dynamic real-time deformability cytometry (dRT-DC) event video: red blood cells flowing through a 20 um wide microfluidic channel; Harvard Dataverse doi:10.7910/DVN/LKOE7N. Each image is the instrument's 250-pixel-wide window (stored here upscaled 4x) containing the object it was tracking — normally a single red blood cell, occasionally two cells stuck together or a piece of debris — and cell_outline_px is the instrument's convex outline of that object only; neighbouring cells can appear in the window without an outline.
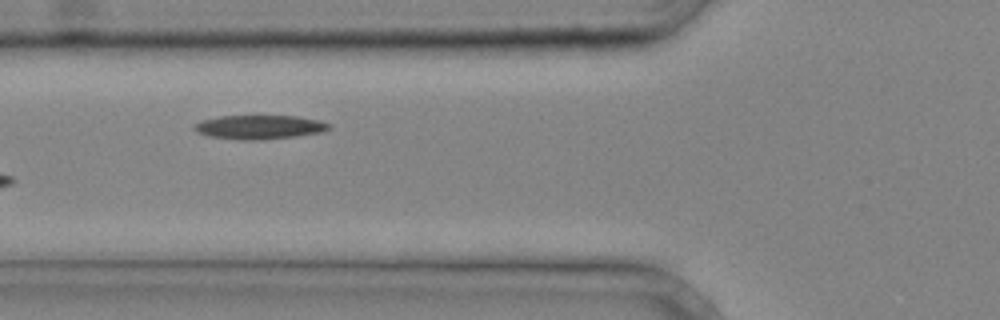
{"species": "common noctule bat (a hibernating species)", "species_latin": "Nyctalus noctula", "temperature_condition": "cold", "stored_images_in_passage": 5, "camera_frame_rate_fps": 3000, "um_per_image_px": 0.085, "animal": {"sex": "male", "body_mass_g": 20.4}, "frame": {"image": 1, "passage_image": 4, "time_ms": 1.0, "image_size_px": [1000, 320], "cell_outline_px": [[332, 128], [324, 132], [296, 136], [260, 140], [236, 140], [208, 136], [196, 132], [192, 128], [196, 124], [204, 120], [220, 116], [296, 116], [320, 120], [332, 124]], "centroid_in_image_um": [22.1, 10.81], "position_along_channel_um": 103.7, "area_um2": 19.02}}